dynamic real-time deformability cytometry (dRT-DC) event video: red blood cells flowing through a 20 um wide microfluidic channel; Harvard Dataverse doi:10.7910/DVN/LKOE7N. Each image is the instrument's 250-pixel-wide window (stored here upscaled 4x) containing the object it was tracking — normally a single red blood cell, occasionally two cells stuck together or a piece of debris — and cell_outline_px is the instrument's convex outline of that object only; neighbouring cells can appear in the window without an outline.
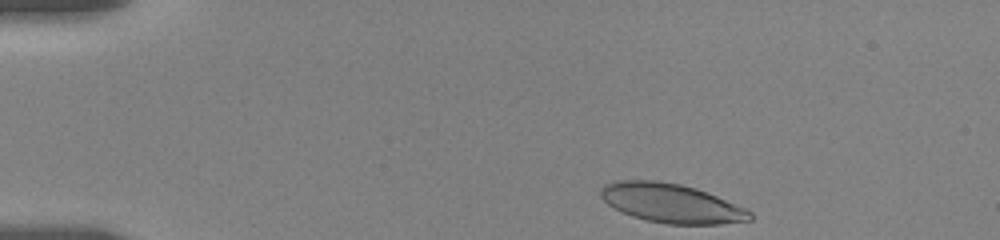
{"species": "human", "species_latin": "Homo sapiens", "temperature_condition": "room temperature", "stored_images_in_passage": 42, "camera_frame_rate_fps": 3000, "um_per_image_px": 0.085, "donor": {"sex": "female"}, "frame": {"image": 1, "passage_image": 1, "time_ms": 0.0, "image_size_px": [1000, 240], "cell_outline_px": [[752, 220], [720, 224], [668, 224], [644, 220], [632, 216], [608, 204], [600, 196], [600, 188], [604, 184], [616, 180], [656, 180], [680, 184], [696, 188], [716, 196], [744, 208], [752, 212]], "centroid_in_image_um": [57.04, 17.27], "position_along_channel_um": 28.0, "area_um2": 33.87}}
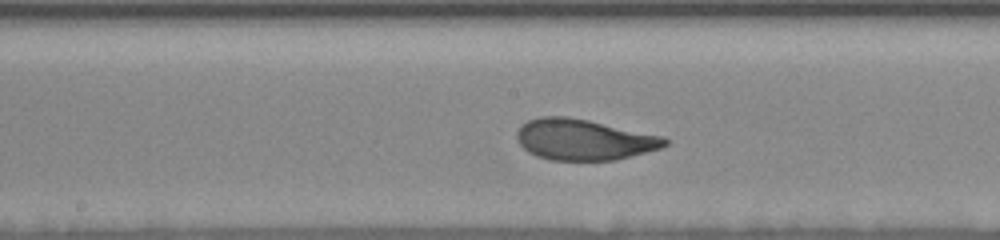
{"frame": {"image": 2, "passage_image": 25, "time_ms": 7.0, "image_size_px": [1000, 240], "cell_outline_px": [[668, 144], [660, 148], [616, 160], [552, 160], [536, 156], [528, 152], [516, 140], [516, 132], [528, 120], [540, 116], [568, 116], [588, 120], [664, 136], [668, 140]], "centroid_in_image_um": [49.61, 11.86], "position_along_channel_um": 198.6, "area_um2": 35.26}}
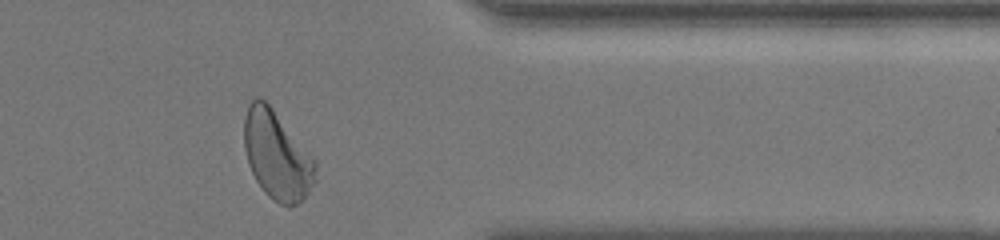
{"frame": {"image": 3, "passage_image": 41, "time_ms": 12.667, "image_size_px": [1000, 240], "cell_outline_px": [[316, 180], [308, 192], [296, 204], [288, 208], [272, 200], [264, 192], [256, 180], [248, 164], [244, 148], [244, 120], [248, 104], [256, 96], [260, 96], [268, 104], [316, 160]], "centroid_in_image_um": [23.52, 13.22], "position_along_channel_um": 387.9, "area_um2": 36.59}, "authors_computed_cell_mechanics": {"area_um2": 35.2291, "velocity_mm_per_s": 3.5222, "shape_relaxation_time_tau1_ms": 3.8257, "shape_relaxation_time_tau2_ms": 0.9169, "deformation_change_tau1": 0.1678, "deformation_change_tau2": 0.0662}}